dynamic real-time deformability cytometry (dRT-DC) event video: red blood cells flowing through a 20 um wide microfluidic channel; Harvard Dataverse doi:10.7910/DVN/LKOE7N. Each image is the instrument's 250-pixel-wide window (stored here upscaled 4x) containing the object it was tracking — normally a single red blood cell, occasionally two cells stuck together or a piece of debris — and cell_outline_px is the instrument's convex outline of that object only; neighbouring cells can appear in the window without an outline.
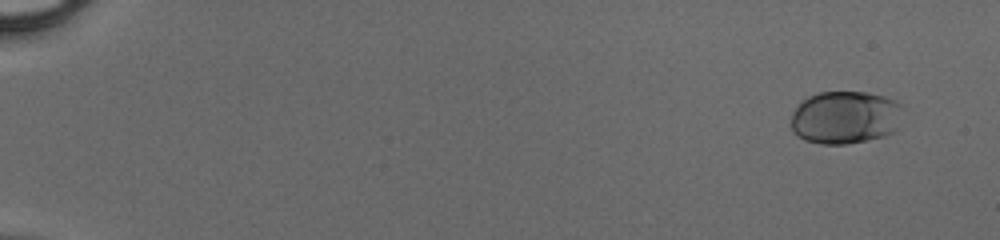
{"species": "human", "species_latin": "Homo sapiens", "temperature_condition": "cold", "stored_images_in_passage": 51, "camera_frame_rate_fps": 3000, "um_per_image_px": 0.085, "donor": {"sex": "male"}, "frame": {"image": 1, "passage_image": 4, "time_ms": 1.0, "image_size_px": [1000, 240], "cell_outline_px": [[904, 108], [900, 128], [896, 132], [884, 136], [868, 140], [848, 144], [820, 144], [804, 140], [796, 136], [792, 132], [792, 112], [808, 96], [820, 92], [868, 92], [884, 96], [896, 100]], "centroid_in_image_um": [71.91, 9.99], "position_along_channel_um": 13.1, "area_um2": 35.2}}
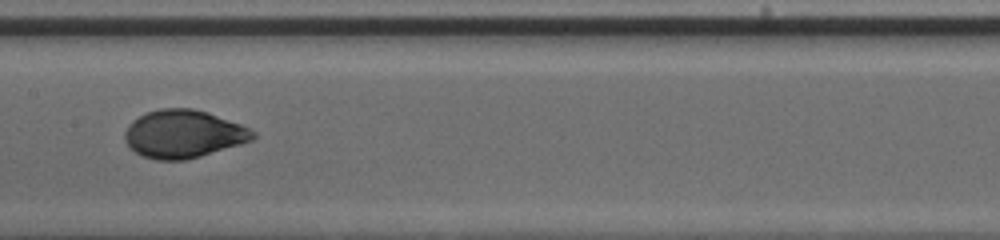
{"frame": {"image": 2, "passage_image": 29, "time_ms": 9.333, "image_size_px": [1000, 240], "cell_outline_px": [[256, 136], [252, 140], [240, 144], [200, 156], [184, 160], [156, 160], [144, 156], [136, 152], [124, 140], [124, 132], [128, 124], [140, 116], [148, 112], [160, 108], [192, 108], [208, 112], [240, 124], [256, 132]], "centroid_in_image_um": [15.59, 11.38], "position_along_channel_um": 191.8, "area_um2": 35.55}}
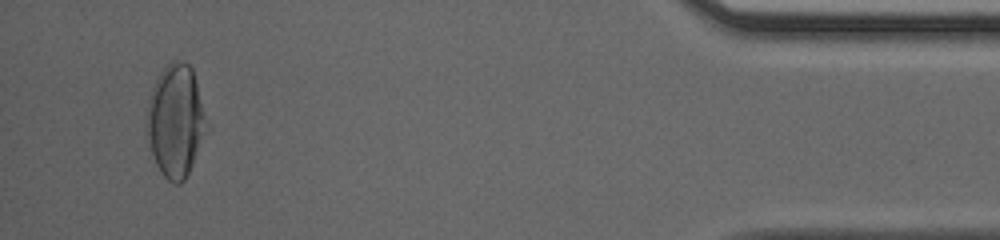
{"frame": {"image": 3, "passage_image": 49, "time_ms": 16.0, "image_size_px": [1000, 240], "cell_outline_px": [[212, 128], [184, 180], [180, 184], [172, 184], [164, 176], [156, 164], [152, 152], [144, 124], [144, 120], [148, 100], [156, 76], [172, 60], [176, 60], [188, 64], [192, 68]], "centroid_in_image_um": [14.97, 10.27], "position_along_channel_um": 420.2, "area_um2": 40.52}}